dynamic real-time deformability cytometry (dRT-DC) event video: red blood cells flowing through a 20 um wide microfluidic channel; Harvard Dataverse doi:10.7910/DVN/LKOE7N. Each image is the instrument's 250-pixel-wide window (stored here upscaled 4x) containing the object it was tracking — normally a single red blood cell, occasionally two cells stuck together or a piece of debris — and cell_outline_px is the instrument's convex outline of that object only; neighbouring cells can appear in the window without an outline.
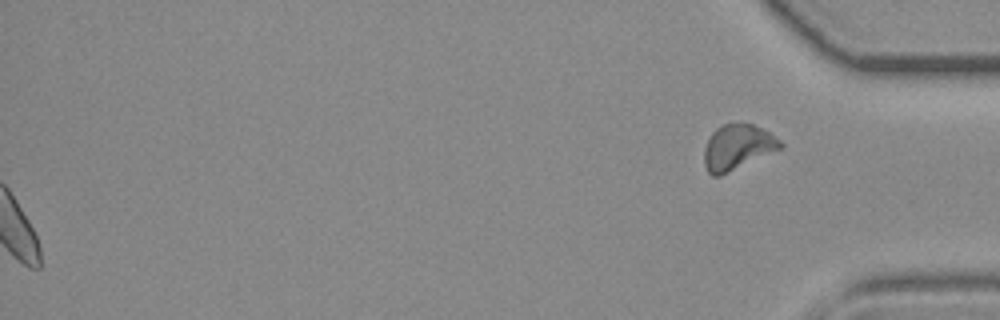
{"species": "common noctule bat (a hibernating species)", "species_latin": "Nyctalus noctula", "temperature_condition": "room temperature", "stored_images_in_passage": 41, "segment_of_instrument_passage": [2, 2], "camera_frame_rate_fps": 3000, "um_per_image_px": 0.085, "animal": {"sex": "female", "body_mass_g": 19.3, "forearm_length_mm": 54.1}, "frame": {"image": 1, "passage_image": 41, "time_ms": 13.333, "image_size_px": [1000, 320], "cell_outline_px": [[784, 148], [720, 176], [712, 176], [708, 172], [704, 164], [704, 148], [712, 132], [716, 128], [724, 124], [740, 120], [752, 124], [768, 132], [780, 140], [784, 144]], "centroid_in_image_um": [62.7, 12.49], "position_along_channel_um": 372.5, "area_um2": 20.46}}